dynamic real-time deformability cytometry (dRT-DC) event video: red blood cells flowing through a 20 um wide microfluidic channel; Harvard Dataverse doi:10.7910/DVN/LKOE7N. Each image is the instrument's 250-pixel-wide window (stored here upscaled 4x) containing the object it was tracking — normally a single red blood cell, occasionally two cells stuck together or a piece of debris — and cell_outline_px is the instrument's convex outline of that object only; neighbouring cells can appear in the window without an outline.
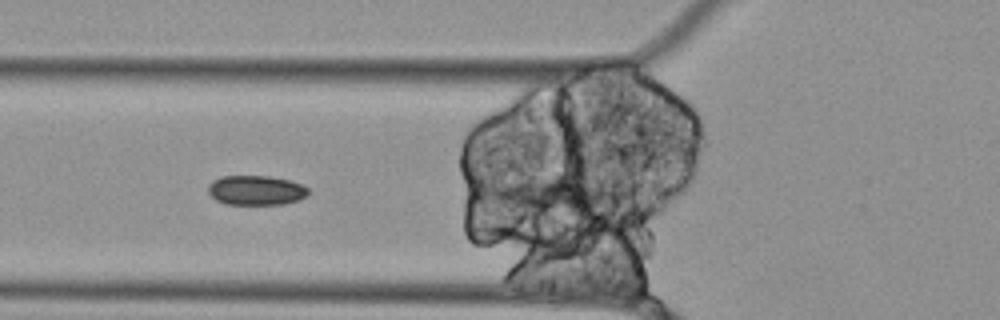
{"species": "Egyptian fruit bat (a non-hibernating species)", "species_latin": "Rousettus aegyptiacus", "temperature_condition": "cold", "stored_images_in_passage": 4, "camera_frame_rate_fps": 3000, "um_per_image_px": 0.085, "animal": {"sex": "female"}, "frame": {"image": 1, "passage_image": 3, "time_ms": 0.667, "image_size_px": [1000, 320], "cell_outline_px": [[308, 192], [300, 200], [284, 204], [224, 204], [216, 200], [208, 192], [208, 184], [212, 180], [220, 176], [268, 176], [288, 180], [304, 184], [308, 188]], "centroid_in_image_um": [21.74, 16.17], "position_along_channel_um": 104.1, "area_um2": 17.4}}